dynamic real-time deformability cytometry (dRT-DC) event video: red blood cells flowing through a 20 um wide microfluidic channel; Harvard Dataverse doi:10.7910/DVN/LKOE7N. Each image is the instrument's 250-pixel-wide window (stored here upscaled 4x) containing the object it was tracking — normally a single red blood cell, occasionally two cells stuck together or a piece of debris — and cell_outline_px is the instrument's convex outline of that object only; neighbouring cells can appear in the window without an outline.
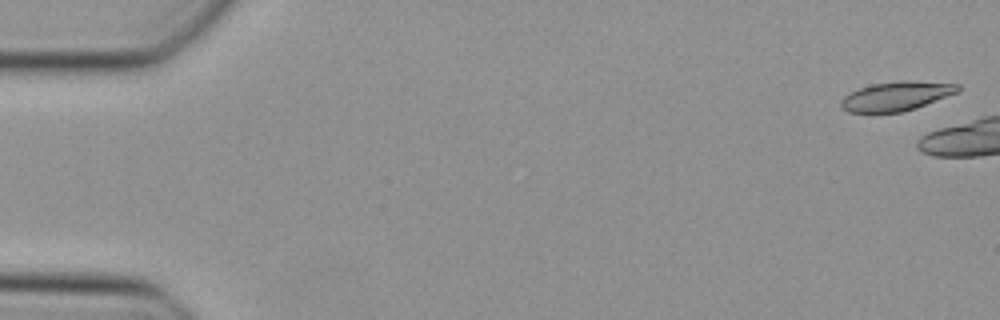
{"species": "Egyptian fruit bat (a non-hibernating species)", "species_latin": "Rousettus aegyptiacus", "temperature_condition": "cold", "stored_images_in_passage": 6, "camera_frame_rate_fps": 3000, "um_per_image_px": 0.085, "animal": {"sex": "female"}, "frame": {"image": 1, "passage_image": 1, "time_ms": 0.0, "image_size_px": [1000, 320], "cell_outline_px": [[960, 88], [956, 92], [916, 108], [900, 112], [848, 112], [840, 104], [840, 100], [844, 96], [860, 88], [872, 84], [904, 80], [908, 80], [960, 84]], "centroid_in_image_um": [76.18, 8.16], "position_along_channel_um": 8.8, "area_um2": 19.54}}